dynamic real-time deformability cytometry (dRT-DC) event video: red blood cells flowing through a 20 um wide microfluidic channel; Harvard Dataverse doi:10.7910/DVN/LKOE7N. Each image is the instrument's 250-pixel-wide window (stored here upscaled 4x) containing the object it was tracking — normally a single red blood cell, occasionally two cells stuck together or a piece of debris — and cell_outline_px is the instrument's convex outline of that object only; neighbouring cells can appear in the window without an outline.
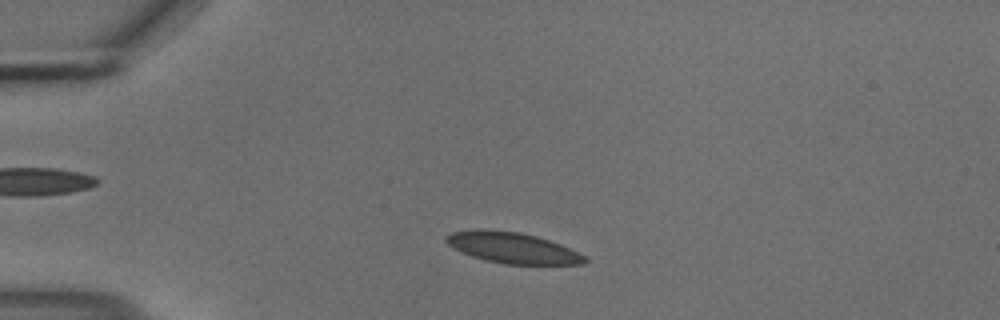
{"species": "common noctule bat (a hibernating species)", "species_latin": "Nyctalus noctula", "temperature_condition": "cold", "stored_images_in_passage": 48, "camera_frame_rate_fps": 3000, "um_per_image_px": 0.085, "animal": {"sex": "male", "body_mass_g": 18.8}, "frame": {"image": 1, "passage_image": 7, "time_ms": 2.0, "image_size_px": [1000, 320], "cell_outline_px": [[588, 260], [584, 264], [504, 264], [484, 260], [460, 252], [452, 248], [444, 240], [444, 236], [452, 232], [520, 232], [536, 236], [560, 244], [584, 256]], "centroid_in_image_um": [43.58, 21.11], "position_along_channel_um": 41.4, "area_um2": 23.99}}
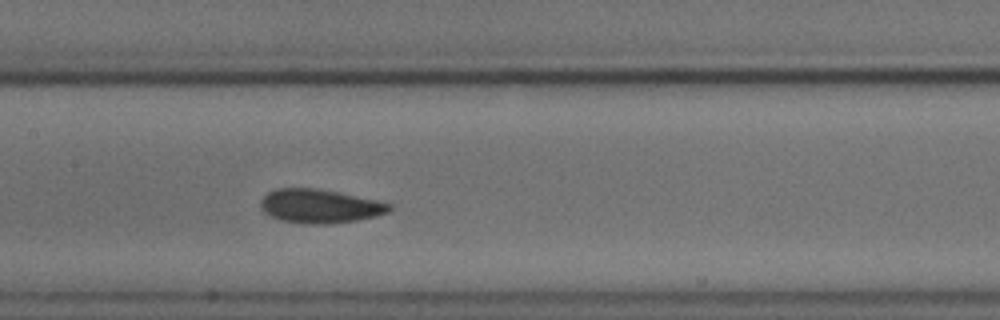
{"frame": {"image": 2, "passage_image": 21, "time_ms": 6.667, "image_size_px": [1000, 320], "cell_outline_px": [[392, 208], [388, 212], [376, 216], [356, 220], [328, 224], [304, 224], [280, 220], [264, 212], [260, 208], [260, 200], [268, 192], [276, 188], [316, 188], [376, 200], [392, 204]], "centroid_in_image_um": [27.15, 17.52], "position_along_channel_um": 180.2, "area_um2": 25.32}}
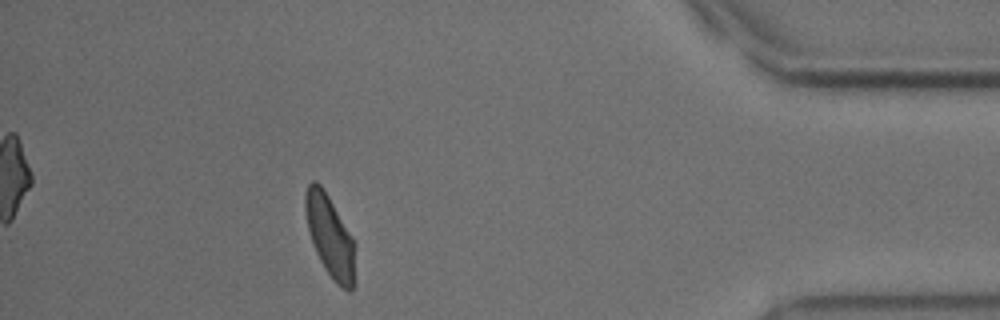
{"frame": {"image": 3, "passage_image": 43, "time_ms": 14.0, "image_size_px": [1000, 320], "cell_outline_px": [[356, 284], [348, 292], [336, 284], [324, 268], [316, 252], [308, 228], [304, 208], [304, 196], [308, 184], [312, 180], [316, 180], [320, 184], [328, 196], [356, 244]], "centroid_in_image_um": [28.09, 20.14], "position_along_channel_um": 407.1, "area_um2": 24.04}, "authors_computed_cell_mechanics": {"area_um2": 24.7095, "velocity_mm_per_s": 3.6813, "shape_relaxation_time_tau1_ms": 3.7778, "shape_relaxation_time_tau2_ms": 1.409, "deformation_change_tau1": 0.0803, "deformation_change_tau2": 0.0469}}